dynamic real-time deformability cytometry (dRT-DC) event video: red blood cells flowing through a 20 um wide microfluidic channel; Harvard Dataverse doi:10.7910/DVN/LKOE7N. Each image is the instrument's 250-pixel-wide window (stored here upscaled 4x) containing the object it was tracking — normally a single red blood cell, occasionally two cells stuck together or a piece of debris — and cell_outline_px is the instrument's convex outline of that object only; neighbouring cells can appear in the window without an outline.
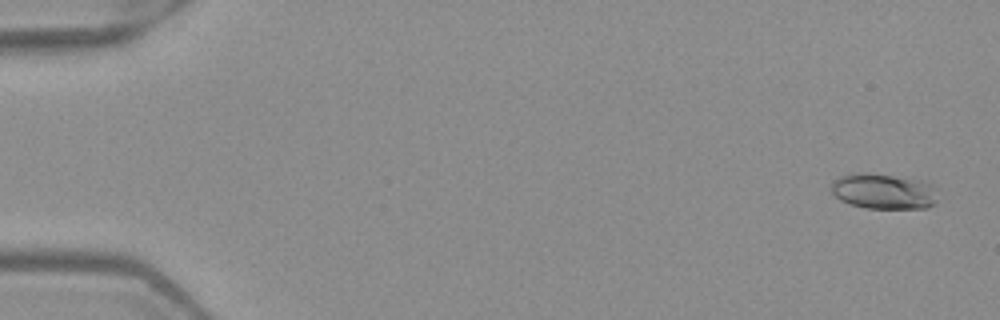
{"species": "Egyptian fruit bat (a non-hibernating species)", "species_latin": "Rousettus aegyptiacus", "temperature_condition": "warm", "stored_images_in_passage": 6, "camera_frame_rate_fps": 3000, "um_per_image_px": 0.085, "frame": {"image": 1, "passage_image": 1, "time_ms": 0.0, "image_size_px": [1000, 320], "cell_outline_px": [[936, 204], [924, 208], [864, 208], [848, 204], [840, 200], [828, 188], [832, 180], [840, 176], [856, 172], [868, 172], [928, 180], [932, 184], [936, 200]], "centroid_in_image_um": [75.06, 16.24], "position_along_channel_um": 9.9, "area_um2": 22.6}}
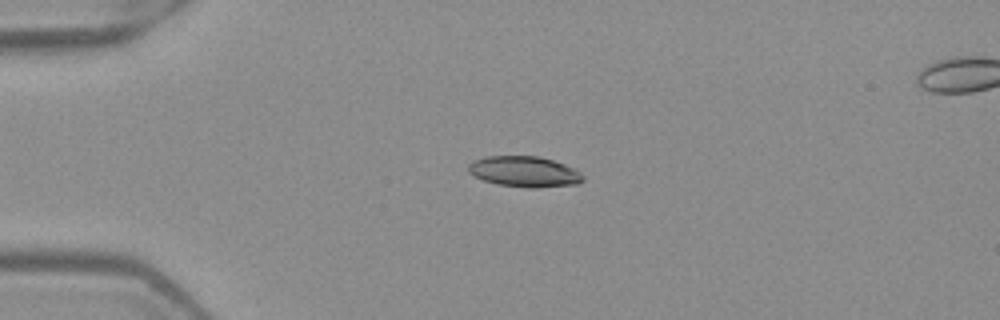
{"frame": {"image": 2, "passage_image": 4, "time_ms": 1.0, "image_size_px": [1000, 320], "cell_outline_px": [[584, 180], [576, 184], [536, 188], [528, 188], [496, 184], [472, 176], [468, 172], [468, 164], [472, 160], [484, 156], [540, 156], [564, 164], [580, 172], [584, 176]], "centroid_in_image_um": [44.53, 14.59], "position_along_channel_um": 40.5, "area_um2": 20.69}}